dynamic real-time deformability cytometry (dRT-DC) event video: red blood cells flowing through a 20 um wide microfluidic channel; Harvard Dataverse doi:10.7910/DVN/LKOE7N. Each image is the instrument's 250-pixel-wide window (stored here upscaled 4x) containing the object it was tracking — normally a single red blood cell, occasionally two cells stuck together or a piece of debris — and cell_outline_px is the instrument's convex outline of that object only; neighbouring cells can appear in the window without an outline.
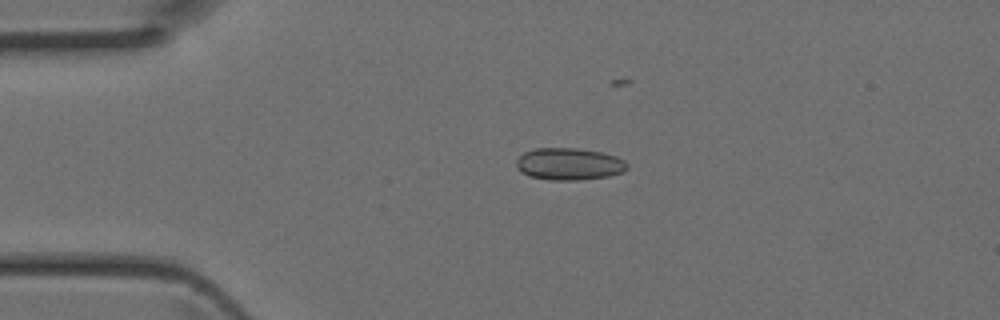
{"species": "Egyptian fruit bat (a non-hibernating species)", "species_latin": "Rousettus aegyptiacus", "temperature_condition": "room temperature", "stored_images_in_passage": 26, "camera_frame_rate_fps": 3000, "um_per_image_px": 0.085, "animal": {"sex": "female"}, "frame": {"image": 1, "passage_image": 1, "time_ms": 0.0, "image_size_px": [1000, 320], "cell_outline_px": [[628, 168], [624, 172], [608, 176], [576, 180], [548, 180], [528, 176], [520, 172], [516, 168], [516, 160], [524, 152], [536, 148], [576, 148], [604, 152], [616, 156], [624, 160], [628, 164]], "centroid_in_image_um": [48.37, 13.94], "position_along_channel_um": 36.6, "area_um2": 20.98}}
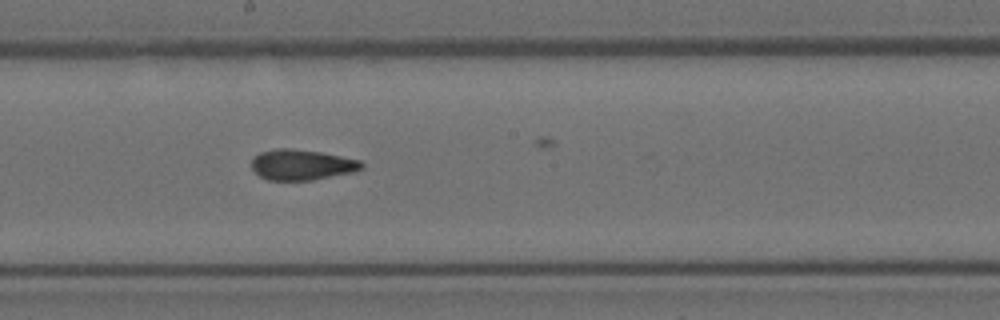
{"frame": {"image": 2, "passage_image": 15, "time_ms": 4.667, "image_size_px": [1000, 320], "cell_outline_px": [[364, 168], [352, 172], [312, 180], [268, 180], [260, 176], [252, 168], [252, 160], [260, 152], [276, 148], [292, 148], [320, 152], [360, 160], [364, 164]], "centroid_in_image_um": [25.66, 14.0], "position_along_channel_um": 222.5, "area_um2": 19.48}}
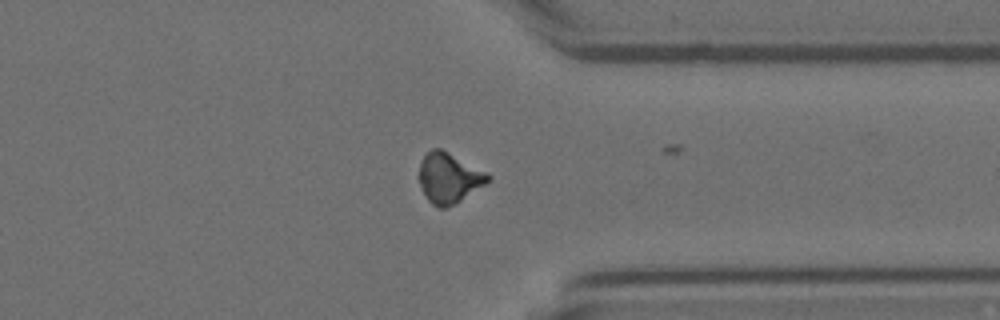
{"frame": {"image": 3, "passage_image": 25, "time_ms": 8.0, "image_size_px": [1000, 320], "cell_outline_px": [[492, 180], [448, 208], [440, 208], [432, 204], [428, 200], [420, 184], [420, 164], [424, 156], [432, 148], [440, 148], [488, 172], [492, 176]], "centroid_in_image_um": [38.2, 15.13], "position_along_channel_um": 373.2, "area_um2": 20.06}}